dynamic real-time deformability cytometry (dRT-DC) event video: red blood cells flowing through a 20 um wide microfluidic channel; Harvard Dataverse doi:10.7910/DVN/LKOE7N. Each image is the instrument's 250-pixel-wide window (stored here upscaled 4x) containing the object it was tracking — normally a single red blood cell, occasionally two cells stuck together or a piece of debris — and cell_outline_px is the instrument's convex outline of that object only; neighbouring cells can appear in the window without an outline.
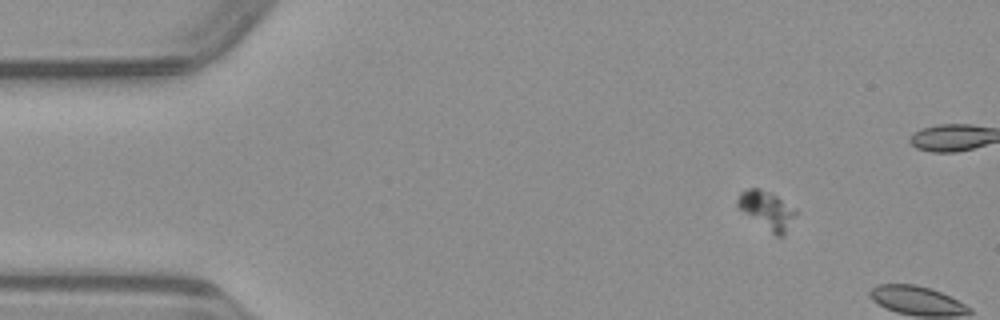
{"species": "common noctule bat (a hibernating species)", "species_latin": "Nyctalus noctula", "temperature_condition": "warm", "stored_images_in_passage": 8, "camera_frame_rate_fps": 3000, "um_per_image_px": 0.085, "animal": {"sex": "male", "body_mass_g": 23.1, "forearm_length_mm": 52.7}, "frame": {"image": 1, "passage_image": 6, "time_ms": 1.667, "image_size_px": [1000, 320], "cell_outline_px": [[796, 212], [784, 236], [776, 236], [744, 212], [736, 204], [736, 200], [740, 192], [748, 188], [756, 188], [776, 196]], "centroid_in_image_um": [65.14, 17.87], "position_along_channel_um": 19.9, "area_um2": 12.14}}